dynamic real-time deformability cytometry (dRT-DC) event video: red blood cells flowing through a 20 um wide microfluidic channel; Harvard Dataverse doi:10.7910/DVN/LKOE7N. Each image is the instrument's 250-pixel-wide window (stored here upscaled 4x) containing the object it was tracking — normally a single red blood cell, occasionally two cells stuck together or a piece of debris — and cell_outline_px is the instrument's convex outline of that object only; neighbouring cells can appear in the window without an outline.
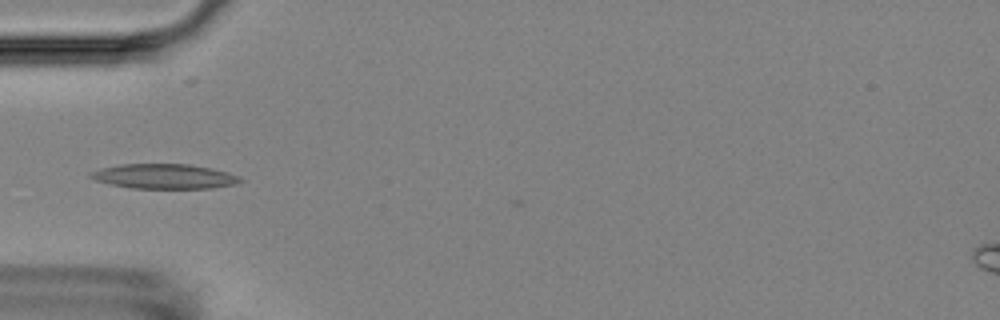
{"species": "Egyptian fruit bat (a non-hibernating species)", "species_latin": "Rousettus aegyptiacus", "temperature_condition": "room temperature", "stored_images_in_passage": 6, "camera_frame_rate_fps": 3000, "um_per_image_px": 0.085, "animal": {"sex": "female"}, "frame": {"image": 1, "passage_image": 3, "time_ms": 3.333, "image_size_px": [1000, 320], "cell_outline_px": [[244, 180], [236, 184], [212, 188], [128, 188], [96, 180], [88, 176], [88, 172], [100, 168], [120, 164], [188, 164], [212, 168], [228, 172], [240, 176]], "centroid_in_image_um": [13.97, 14.98], "position_along_channel_um": 71.0, "area_um2": 21.73}}
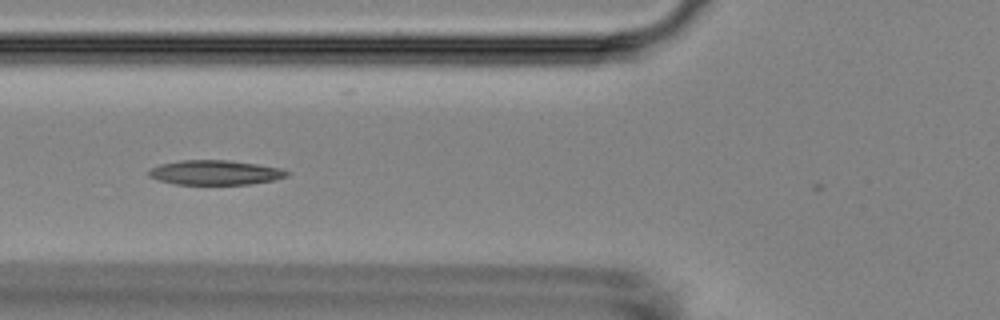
{"frame": {"image": 2, "passage_image": 4, "time_ms": 4.333, "image_size_px": [1000, 320], "cell_outline_px": [[288, 176], [276, 180], [248, 184], [176, 184], [160, 180], [148, 176], [148, 172], [152, 168], [160, 164], [184, 160], [228, 160], [256, 164], [280, 168], [288, 172]], "centroid_in_image_um": [18.3, 14.66], "position_along_channel_um": 107.5, "area_um2": 19.59}}